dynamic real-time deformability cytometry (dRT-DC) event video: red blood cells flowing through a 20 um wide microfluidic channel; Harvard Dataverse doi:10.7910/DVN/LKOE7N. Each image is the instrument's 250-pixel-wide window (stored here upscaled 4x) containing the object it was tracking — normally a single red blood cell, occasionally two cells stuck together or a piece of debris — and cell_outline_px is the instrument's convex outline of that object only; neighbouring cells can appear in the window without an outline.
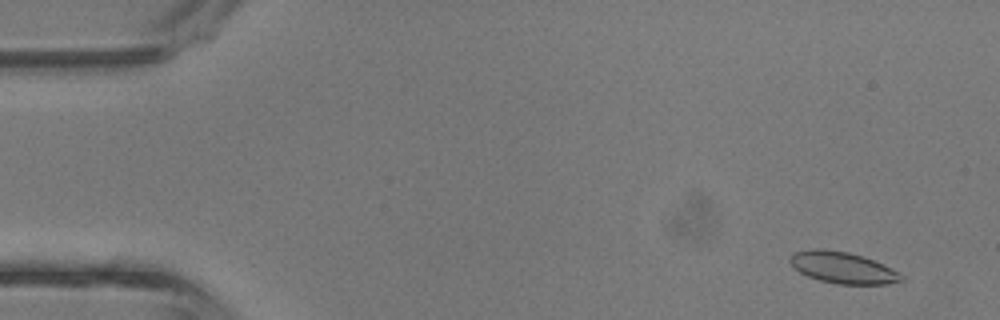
{"species": "common noctule bat (a hibernating species)", "species_latin": "Nyctalus noctula", "temperature_condition": "room temperature", "stored_images_in_passage": 43, "camera_frame_rate_fps": 3000, "um_per_image_px": 0.085, "animal": {"sex": "male", "body_mass_g": 13.3}, "frame": {"image": 1, "passage_image": 3, "time_ms": 0.667, "image_size_px": [1000, 320], "cell_outline_px": [[904, 280], [888, 284], [836, 284], [820, 280], [808, 276], [800, 272], [788, 260], [792, 252], [812, 248], [820, 248], [848, 252], [872, 260], [892, 268], [900, 272], [904, 276]], "centroid_in_image_um": [71.63, 22.75], "position_along_channel_um": 13.4, "area_um2": 20.4}}
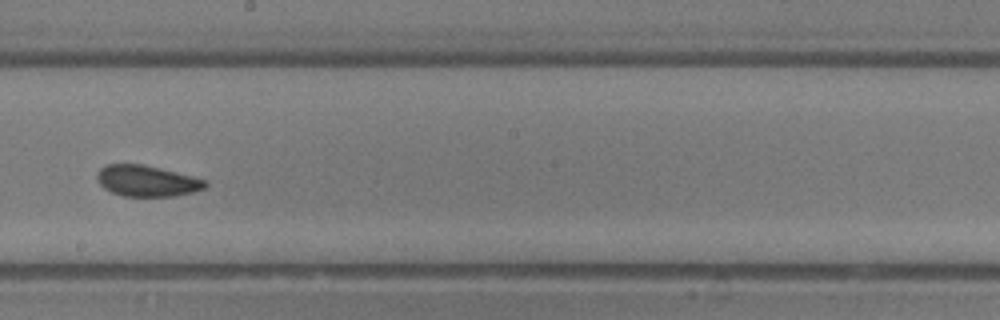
{"frame": {"image": 2, "passage_image": 24, "time_ms": 7.667, "image_size_px": [1000, 320], "cell_outline_px": [[208, 184], [204, 188], [192, 192], [176, 196], [124, 196], [112, 192], [104, 188], [100, 184], [96, 176], [100, 168], [108, 164], [144, 164], [208, 180]], "centroid_in_image_um": [12.5, 15.37], "position_along_channel_um": 235.7, "area_um2": 19.54}}
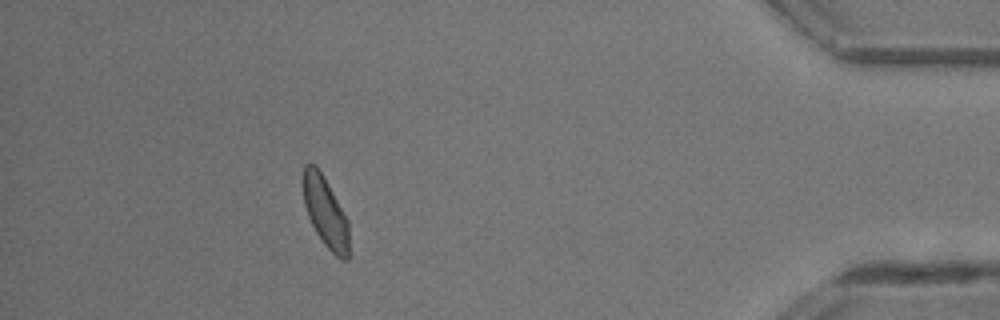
{"frame": {"image": 3, "passage_image": 38, "time_ms": 12.333, "image_size_px": [1000, 320], "cell_outline_px": [[348, 260], [344, 260], [336, 256], [324, 244], [316, 232], [308, 216], [304, 204], [300, 184], [304, 164], [316, 164], [324, 176], [348, 220]], "centroid_in_image_um": [27.61, 17.95], "position_along_channel_um": 407.6, "area_um2": 19.07}, "authors_computed_cell_mechanics": {"area_um2": 19.941, "velocity_mm_per_s": 4.8863, "shape_relaxation_time_tau1_ms": 2.9489, "shape_relaxation_time_tau2_ms": 1.3604, "deformation_change_tau1": 0.0885, "deformation_change_tau2": 0.0792}}